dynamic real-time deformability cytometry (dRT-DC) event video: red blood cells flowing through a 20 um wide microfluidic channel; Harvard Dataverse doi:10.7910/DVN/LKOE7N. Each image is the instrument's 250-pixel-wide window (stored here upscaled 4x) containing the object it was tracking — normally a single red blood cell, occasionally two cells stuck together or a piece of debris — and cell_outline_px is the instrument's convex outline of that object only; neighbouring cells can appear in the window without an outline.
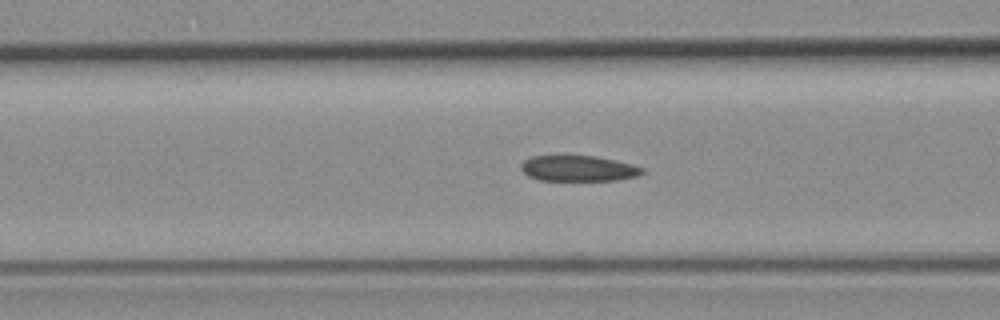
{"species": "common noctule bat (a hibernating species)", "species_latin": "Nyctalus noctula", "temperature_condition": "room temperature", "stored_images_in_passage": 51, "camera_frame_rate_fps": 3000, "um_per_image_px": 0.085, "animal": {"sex": "female", "body_mass_g": 19.3, "forearm_length_mm": 54.1}, "frame": {"image": 1, "passage_image": 18, "time_ms": 5.667, "image_size_px": [1000, 320], "cell_outline_px": [[644, 172], [640, 176], [616, 180], [540, 180], [528, 176], [520, 168], [520, 164], [524, 160], [532, 156], [596, 156], [632, 164], [644, 168]], "centroid_in_image_um": [49.17, 14.32], "position_along_channel_um": 117.4, "area_um2": 18.15}}
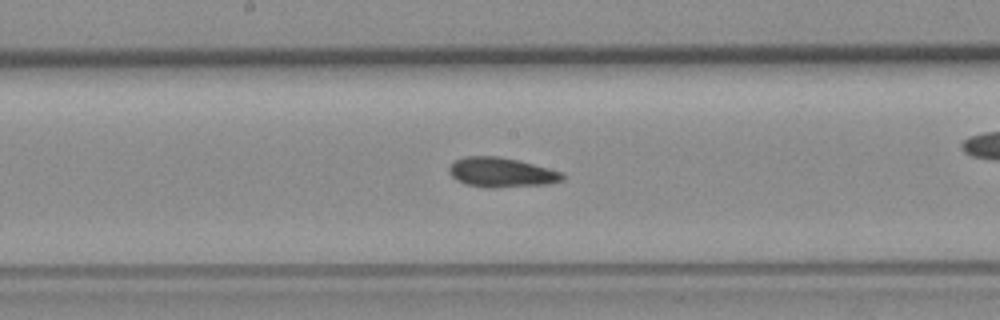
{"frame": {"image": 2, "passage_image": 25, "time_ms": 8.0, "image_size_px": [1000, 320], "cell_outline_px": [[564, 180], [552, 184], [496, 188], [488, 188], [468, 184], [456, 180], [448, 172], [448, 168], [456, 160], [464, 156], [496, 156], [516, 160], [548, 168], [560, 172], [564, 176]], "centroid_in_image_um": [42.62, 14.67], "position_along_channel_um": 205.6, "area_um2": 19.54}}
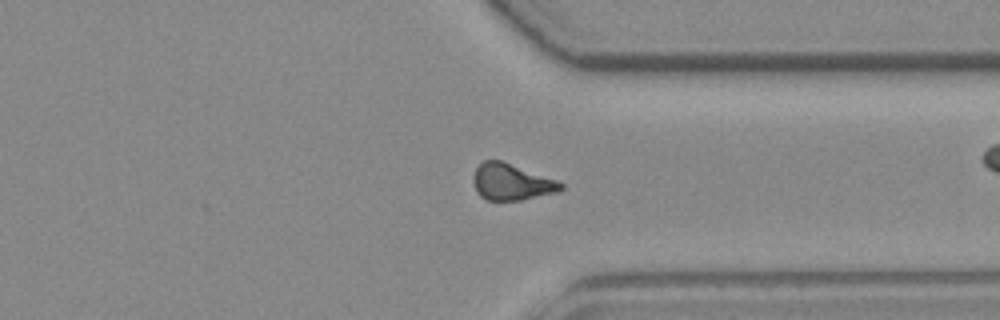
{"frame": {"image": 3, "passage_image": 38, "time_ms": 12.333, "image_size_px": [1000, 320], "cell_outline_px": [[564, 188], [556, 192], [520, 200], [488, 200], [480, 196], [476, 192], [472, 180], [476, 168], [484, 160], [500, 160], [556, 180], [564, 184]], "centroid_in_image_um": [43.44, 15.47], "position_along_channel_um": 368.0, "area_um2": 18.32}, "authors_computed_cell_mechanics": {"area_um2": 19.1896, "velocity_mm_per_s": 3.7762, "shape_relaxation_time_tau1_ms": null, "shape_relaxation_time_tau2_ms": 8.2552, "deformation_change_tau1": null, "deformation_change_tau2": 0.1489}}